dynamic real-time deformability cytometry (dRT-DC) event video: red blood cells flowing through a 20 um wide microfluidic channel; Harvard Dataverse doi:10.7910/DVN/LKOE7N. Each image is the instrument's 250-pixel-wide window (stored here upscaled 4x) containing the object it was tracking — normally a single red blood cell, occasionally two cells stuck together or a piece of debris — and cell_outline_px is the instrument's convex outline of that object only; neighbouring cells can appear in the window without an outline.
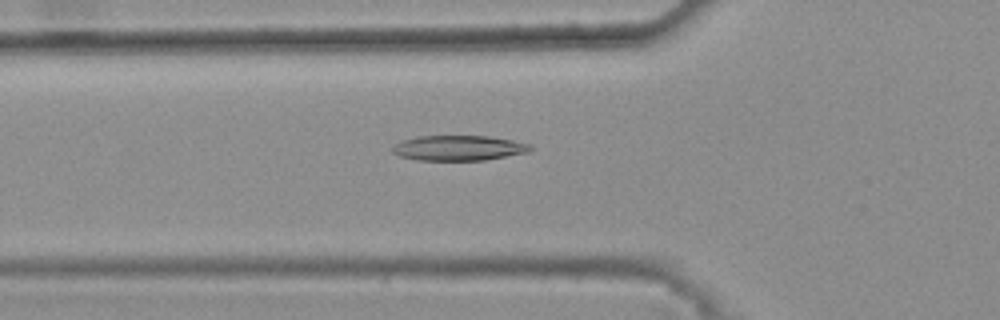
{"species": "common noctule bat (a hibernating species)", "species_latin": "Nyctalus noctula", "temperature_condition": "warm", "stored_images_in_passage": 34, "camera_frame_rate_fps": 3000, "um_per_image_px": 0.085, "animal": {"sex": "female", "body_mass_g": 25.1}, "frame": {"image": 1, "passage_image": 5, "time_ms": 1.333, "image_size_px": [1000, 320], "cell_outline_px": [[532, 148], [528, 152], [484, 160], [416, 160], [400, 156], [392, 152], [392, 148], [400, 140], [420, 136], [488, 136], [512, 140], [532, 144]], "centroid_in_image_um": [38.98, 12.57], "position_along_channel_um": 86.8, "area_um2": 20.17}}
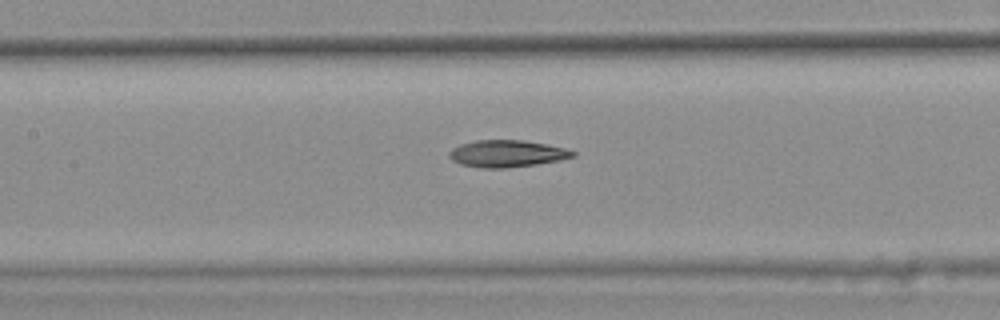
{"frame": {"image": 2, "passage_image": 11, "time_ms": 3.333, "image_size_px": [1000, 320], "cell_outline_px": [[576, 156], [560, 160], [536, 164], [504, 168], [480, 168], [460, 164], [452, 160], [448, 156], [448, 152], [452, 148], [460, 144], [476, 140], [524, 140], [548, 144], [564, 148], [576, 152]], "centroid_in_image_um": [43.07, 13.05], "position_along_channel_um": 164.3, "area_um2": 19.54}}
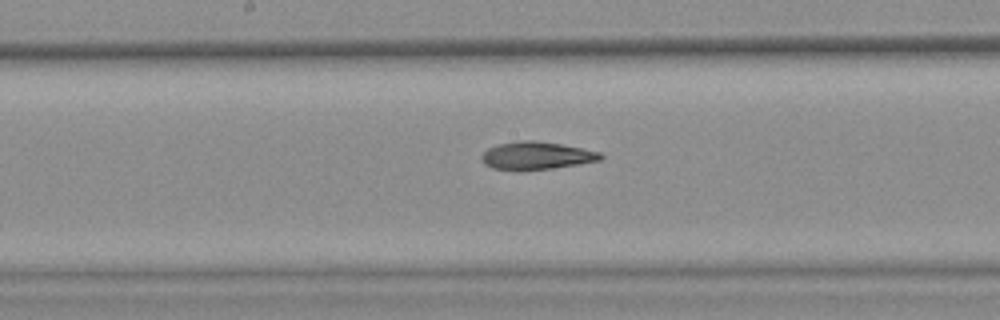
{"frame": {"image": 3, "passage_image": 14, "time_ms": 4.333, "image_size_px": [1000, 320], "cell_outline_px": [[604, 156], [600, 160], [580, 164], [516, 172], [492, 168], [484, 164], [480, 160], [480, 156], [488, 148], [496, 144], [520, 140], [532, 140], [560, 144], [600, 152]], "centroid_in_image_um": [45.52, 13.24], "position_along_channel_um": 202.7, "area_um2": 19.48}, "authors_computed_cell_mechanics": {"area_um2": 19.1607, "velocity_mm_per_s": 3.8494, "shape_relaxation_time_tau1_ms": null, "shape_relaxation_time_tau2_ms": 5.2123, "deformation_change_tau1": null, "deformation_change_tau2": 0.1484}}